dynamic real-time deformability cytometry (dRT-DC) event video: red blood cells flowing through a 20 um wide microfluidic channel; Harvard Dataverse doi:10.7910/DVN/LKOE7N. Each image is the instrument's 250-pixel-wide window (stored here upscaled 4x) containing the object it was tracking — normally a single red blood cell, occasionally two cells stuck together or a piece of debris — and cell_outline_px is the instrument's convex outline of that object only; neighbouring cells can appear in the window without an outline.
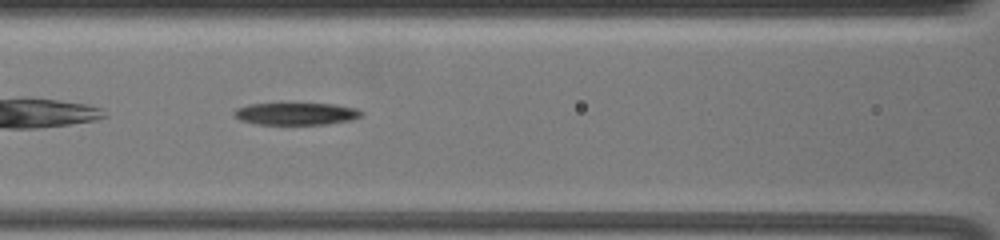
{"species": "common noctule bat (a hibernating species)", "species_latin": "Nyctalus noctula", "temperature_condition": "warm", "stored_images_in_passage": 37, "camera_frame_rate_fps": 3000, "um_per_image_px": 0.085, "animal": {"sex": "female", "body_mass_g": 19.5, "forearm_length_mm": 54.1}, "frame": {"image": 1, "passage_image": 11, "time_ms": 3.333, "image_size_px": [1000, 240], "cell_outline_px": [[364, 112], [360, 116], [352, 120], [328, 124], [256, 124], [240, 120], [232, 116], [232, 112], [236, 108], [248, 104], [280, 100], [336, 104], [356, 108]], "centroid_in_image_um": [25.1, 9.6], "position_along_channel_um": 141.5, "area_um2": 17.8}}
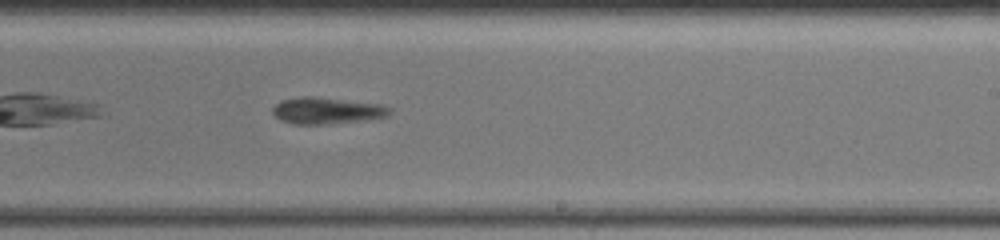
{"frame": {"image": 2, "passage_image": 22, "time_ms": 7.0, "image_size_px": [1000, 240], "cell_outline_px": [[392, 112], [388, 116], [364, 120], [324, 124], [292, 124], [280, 120], [272, 112], [272, 108], [276, 104], [284, 100], [304, 96], [312, 96], [380, 104], [392, 108]], "centroid_in_image_um": [27.79, 9.41], "position_along_channel_um": 261.2, "area_um2": 17.98}}